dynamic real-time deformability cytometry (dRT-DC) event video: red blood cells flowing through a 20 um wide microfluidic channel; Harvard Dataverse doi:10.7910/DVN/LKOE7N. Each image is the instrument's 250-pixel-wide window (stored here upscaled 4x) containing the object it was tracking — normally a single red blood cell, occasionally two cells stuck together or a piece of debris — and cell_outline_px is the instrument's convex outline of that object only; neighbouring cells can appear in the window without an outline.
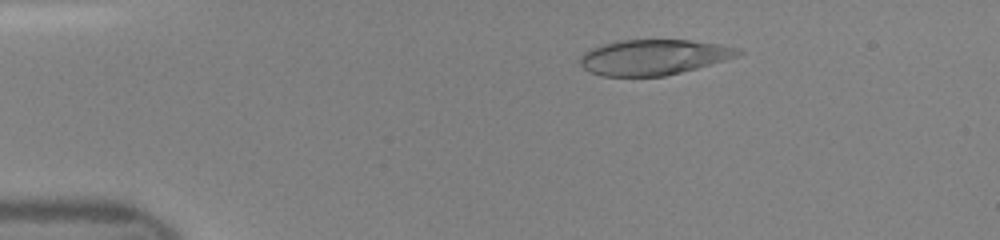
{"species": "human", "species_latin": "Homo sapiens", "temperature_condition": "room temperature", "stored_images_in_passage": 47, "camera_frame_rate_fps": 3000, "um_per_image_px": 0.085, "donor": {"sex": "female"}, "frame": {"image": 1, "passage_image": 9, "time_ms": 2.667, "image_size_px": [1000, 240], "cell_outline_px": [[744, 52], [736, 56], [724, 60], [696, 68], [664, 76], [604, 76], [588, 72], [580, 64], [580, 56], [584, 52], [592, 48], [604, 44], [620, 40], [688, 40], [720, 44], [740, 48]], "centroid_in_image_um": [55.54, 4.86], "position_along_channel_um": 29.5, "area_um2": 32.43}}
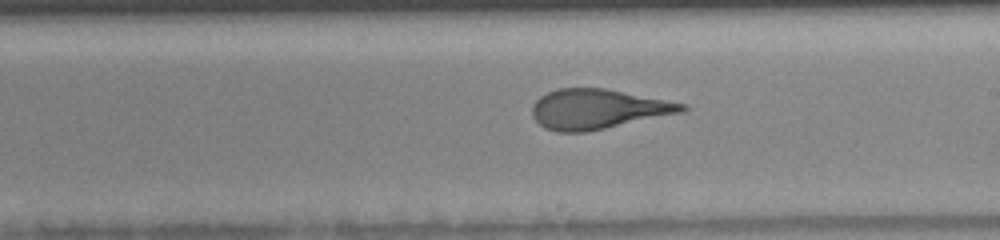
{"frame": {"image": 2, "passage_image": 28, "time_ms": 9.0, "image_size_px": [1000, 240], "cell_outline_px": [[688, 108], [684, 112], [584, 132], [556, 132], [544, 128], [532, 116], [532, 104], [540, 96], [556, 88], [604, 88], [688, 104]], "centroid_in_image_um": [50.8, 9.26], "position_along_channel_um": 238.2, "area_um2": 34.68}}
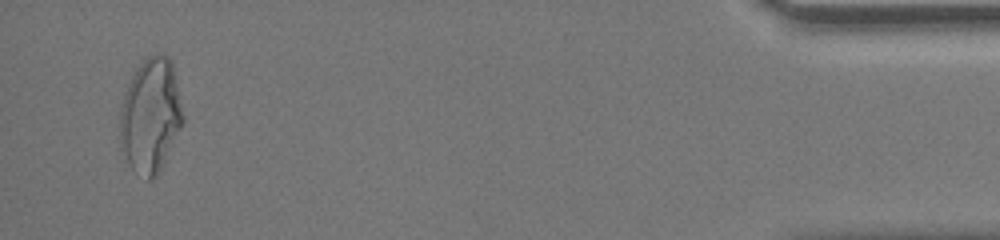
{"frame": {"image": 3, "passage_image": 46, "time_ms": 15.0, "image_size_px": [1000, 240], "cell_outline_px": [[184, 120], [156, 176], [148, 180], [132, 168], [128, 160], [120, 136], [120, 108], [128, 84], [132, 76], [140, 64], [148, 56], [168, 56], [172, 60], [184, 116]], "centroid_in_image_um": [12.81, 9.78], "position_along_channel_um": 422.4, "area_um2": 40.86}}